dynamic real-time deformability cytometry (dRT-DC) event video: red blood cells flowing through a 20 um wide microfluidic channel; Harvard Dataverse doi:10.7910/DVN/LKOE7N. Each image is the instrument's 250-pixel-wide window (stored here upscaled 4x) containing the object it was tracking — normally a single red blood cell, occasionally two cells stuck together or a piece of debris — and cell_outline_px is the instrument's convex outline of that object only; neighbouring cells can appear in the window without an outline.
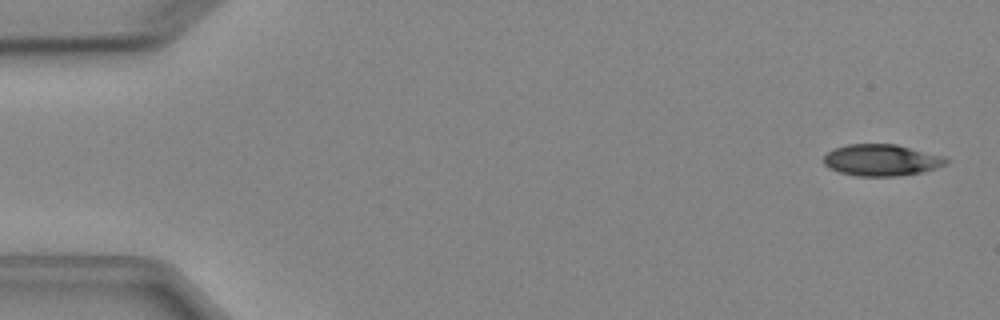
{"species": "Egyptian fruit bat (a non-hibernating species)", "species_latin": "Rousettus aegyptiacus", "temperature_condition": "cold", "stored_images_in_passage": 4, "camera_frame_rate_fps": 3000, "um_per_image_px": 0.085, "animal": {"sex": "female"}, "frame": {"image": 1, "passage_image": 1, "time_ms": 0.0, "image_size_px": [1000, 320], "cell_outline_px": [[948, 160], [944, 164], [936, 168], [924, 172], [896, 176], [856, 176], [840, 172], [828, 168], [824, 164], [824, 156], [832, 148], [848, 144], [896, 144], [944, 156]], "centroid_in_image_um": [74.9, 13.61], "position_along_channel_um": 10.1, "area_um2": 22.54}}
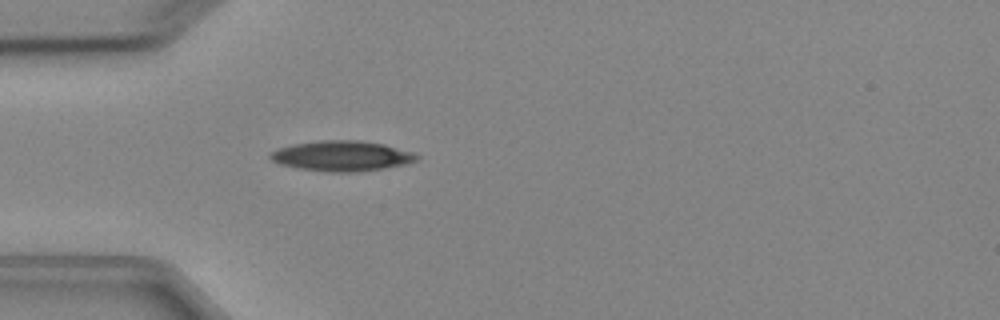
{"frame": {"image": 2, "passage_image": 4, "time_ms": 4.333, "image_size_px": [1000, 320], "cell_outline_px": [[420, 156], [416, 160], [404, 164], [384, 168], [352, 172], [328, 172], [300, 168], [280, 164], [272, 160], [268, 156], [276, 148], [292, 144], [320, 140], [360, 140], [384, 144], [416, 152]], "centroid_in_image_um": [29.06, 13.24], "position_along_channel_um": 55.9, "area_um2": 25.89}}